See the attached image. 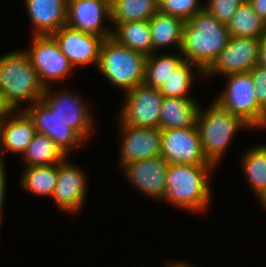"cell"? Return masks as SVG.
Segmentation results:
<instances>
[{
	"label": "cell",
	"instance_id": "cell-3",
	"mask_svg": "<svg viewBox=\"0 0 266 267\" xmlns=\"http://www.w3.org/2000/svg\"><path fill=\"white\" fill-rule=\"evenodd\" d=\"M44 90L37 71L23 50L0 56V93L13 110L20 108V103L30 106L41 100Z\"/></svg>",
	"mask_w": 266,
	"mask_h": 267
},
{
	"label": "cell",
	"instance_id": "cell-30",
	"mask_svg": "<svg viewBox=\"0 0 266 267\" xmlns=\"http://www.w3.org/2000/svg\"><path fill=\"white\" fill-rule=\"evenodd\" d=\"M199 2V0H161L160 12L187 21L204 9V4L201 5Z\"/></svg>",
	"mask_w": 266,
	"mask_h": 267
},
{
	"label": "cell",
	"instance_id": "cell-17",
	"mask_svg": "<svg viewBox=\"0 0 266 267\" xmlns=\"http://www.w3.org/2000/svg\"><path fill=\"white\" fill-rule=\"evenodd\" d=\"M85 176L84 171L69 162L67 157L58 163L57 182L52 196L57 208L72 215L81 210L87 197Z\"/></svg>",
	"mask_w": 266,
	"mask_h": 267
},
{
	"label": "cell",
	"instance_id": "cell-9",
	"mask_svg": "<svg viewBox=\"0 0 266 267\" xmlns=\"http://www.w3.org/2000/svg\"><path fill=\"white\" fill-rule=\"evenodd\" d=\"M161 157L168 164L213 165L202 149L197 126L161 130Z\"/></svg>",
	"mask_w": 266,
	"mask_h": 267
},
{
	"label": "cell",
	"instance_id": "cell-38",
	"mask_svg": "<svg viewBox=\"0 0 266 267\" xmlns=\"http://www.w3.org/2000/svg\"><path fill=\"white\" fill-rule=\"evenodd\" d=\"M258 202L260 205L263 206V208L266 209V189L264 190V192L258 197Z\"/></svg>",
	"mask_w": 266,
	"mask_h": 267
},
{
	"label": "cell",
	"instance_id": "cell-6",
	"mask_svg": "<svg viewBox=\"0 0 266 267\" xmlns=\"http://www.w3.org/2000/svg\"><path fill=\"white\" fill-rule=\"evenodd\" d=\"M224 90L215 98L223 109L240 116L252 129L266 127V111L258 104L250 72L225 76Z\"/></svg>",
	"mask_w": 266,
	"mask_h": 267
},
{
	"label": "cell",
	"instance_id": "cell-34",
	"mask_svg": "<svg viewBox=\"0 0 266 267\" xmlns=\"http://www.w3.org/2000/svg\"><path fill=\"white\" fill-rule=\"evenodd\" d=\"M260 19L266 23V0H247Z\"/></svg>",
	"mask_w": 266,
	"mask_h": 267
},
{
	"label": "cell",
	"instance_id": "cell-12",
	"mask_svg": "<svg viewBox=\"0 0 266 267\" xmlns=\"http://www.w3.org/2000/svg\"><path fill=\"white\" fill-rule=\"evenodd\" d=\"M110 23V0H68L66 26L85 33L112 37L113 28L104 25Z\"/></svg>",
	"mask_w": 266,
	"mask_h": 267
},
{
	"label": "cell",
	"instance_id": "cell-23",
	"mask_svg": "<svg viewBox=\"0 0 266 267\" xmlns=\"http://www.w3.org/2000/svg\"><path fill=\"white\" fill-rule=\"evenodd\" d=\"M111 26L130 21L149 20L160 11L158 0H111Z\"/></svg>",
	"mask_w": 266,
	"mask_h": 267
},
{
	"label": "cell",
	"instance_id": "cell-2",
	"mask_svg": "<svg viewBox=\"0 0 266 267\" xmlns=\"http://www.w3.org/2000/svg\"><path fill=\"white\" fill-rule=\"evenodd\" d=\"M214 168V165L169 164L162 201L203 213L212 198L209 175Z\"/></svg>",
	"mask_w": 266,
	"mask_h": 267
},
{
	"label": "cell",
	"instance_id": "cell-14",
	"mask_svg": "<svg viewBox=\"0 0 266 267\" xmlns=\"http://www.w3.org/2000/svg\"><path fill=\"white\" fill-rule=\"evenodd\" d=\"M169 168L167 161L161 157L137 160L127 163L121 170L140 192L151 199L163 200L166 190V176Z\"/></svg>",
	"mask_w": 266,
	"mask_h": 267
},
{
	"label": "cell",
	"instance_id": "cell-19",
	"mask_svg": "<svg viewBox=\"0 0 266 267\" xmlns=\"http://www.w3.org/2000/svg\"><path fill=\"white\" fill-rule=\"evenodd\" d=\"M33 35H47L66 26L68 0H24Z\"/></svg>",
	"mask_w": 266,
	"mask_h": 267
},
{
	"label": "cell",
	"instance_id": "cell-25",
	"mask_svg": "<svg viewBox=\"0 0 266 267\" xmlns=\"http://www.w3.org/2000/svg\"><path fill=\"white\" fill-rule=\"evenodd\" d=\"M231 37L262 38L266 35V23L245 0L227 24Z\"/></svg>",
	"mask_w": 266,
	"mask_h": 267
},
{
	"label": "cell",
	"instance_id": "cell-20",
	"mask_svg": "<svg viewBox=\"0 0 266 267\" xmlns=\"http://www.w3.org/2000/svg\"><path fill=\"white\" fill-rule=\"evenodd\" d=\"M200 104L195 98L163 97L159 129L194 127Z\"/></svg>",
	"mask_w": 266,
	"mask_h": 267
},
{
	"label": "cell",
	"instance_id": "cell-7",
	"mask_svg": "<svg viewBox=\"0 0 266 267\" xmlns=\"http://www.w3.org/2000/svg\"><path fill=\"white\" fill-rule=\"evenodd\" d=\"M31 42L30 47L23 50L30 58L32 66L37 71L39 80L45 88L51 87V82L66 79L71 74L74 67L62 53L51 34H32Z\"/></svg>",
	"mask_w": 266,
	"mask_h": 267
},
{
	"label": "cell",
	"instance_id": "cell-35",
	"mask_svg": "<svg viewBox=\"0 0 266 267\" xmlns=\"http://www.w3.org/2000/svg\"><path fill=\"white\" fill-rule=\"evenodd\" d=\"M14 112L13 108L6 102L4 96L0 93V124Z\"/></svg>",
	"mask_w": 266,
	"mask_h": 267
},
{
	"label": "cell",
	"instance_id": "cell-16",
	"mask_svg": "<svg viewBox=\"0 0 266 267\" xmlns=\"http://www.w3.org/2000/svg\"><path fill=\"white\" fill-rule=\"evenodd\" d=\"M51 35L74 69L78 65L85 67L90 64H96L95 68H97L104 41L103 37L75 30L68 26L61 27Z\"/></svg>",
	"mask_w": 266,
	"mask_h": 267
},
{
	"label": "cell",
	"instance_id": "cell-4",
	"mask_svg": "<svg viewBox=\"0 0 266 267\" xmlns=\"http://www.w3.org/2000/svg\"><path fill=\"white\" fill-rule=\"evenodd\" d=\"M196 126L204 155L215 167L240 129H251L240 116L223 109L213 101L206 110L199 108Z\"/></svg>",
	"mask_w": 266,
	"mask_h": 267
},
{
	"label": "cell",
	"instance_id": "cell-24",
	"mask_svg": "<svg viewBox=\"0 0 266 267\" xmlns=\"http://www.w3.org/2000/svg\"><path fill=\"white\" fill-rule=\"evenodd\" d=\"M25 171L20 177L21 188L36 194V196L52 197L55 191L58 163L42 166H25Z\"/></svg>",
	"mask_w": 266,
	"mask_h": 267
},
{
	"label": "cell",
	"instance_id": "cell-28",
	"mask_svg": "<svg viewBox=\"0 0 266 267\" xmlns=\"http://www.w3.org/2000/svg\"><path fill=\"white\" fill-rule=\"evenodd\" d=\"M155 54L147 56L144 83L160 89L172 72L184 61V57L181 52L179 55L171 54V52L165 55Z\"/></svg>",
	"mask_w": 266,
	"mask_h": 267
},
{
	"label": "cell",
	"instance_id": "cell-36",
	"mask_svg": "<svg viewBox=\"0 0 266 267\" xmlns=\"http://www.w3.org/2000/svg\"><path fill=\"white\" fill-rule=\"evenodd\" d=\"M259 64L266 68V35L262 37L260 44Z\"/></svg>",
	"mask_w": 266,
	"mask_h": 267
},
{
	"label": "cell",
	"instance_id": "cell-22",
	"mask_svg": "<svg viewBox=\"0 0 266 267\" xmlns=\"http://www.w3.org/2000/svg\"><path fill=\"white\" fill-rule=\"evenodd\" d=\"M112 38L119 44L147 56L153 53L149 20L116 24L113 27Z\"/></svg>",
	"mask_w": 266,
	"mask_h": 267
},
{
	"label": "cell",
	"instance_id": "cell-13",
	"mask_svg": "<svg viewBox=\"0 0 266 267\" xmlns=\"http://www.w3.org/2000/svg\"><path fill=\"white\" fill-rule=\"evenodd\" d=\"M122 132L119 167L127 163L161 156V129L119 123Z\"/></svg>",
	"mask_w": 266,
	"mask_h": 267
},
{
	"label": "cell",
	"instance_id": "cell-37",
	"mask_svg": "<svg viewBox=\"0 0 266 267\" xmlns=\"http://www.w3.org/2000/svg\"><path fill=\"white\" fill-rule=\"evenodd\" d=\"M166 265H167V267H195V266H192V265H190V264H187V263H181V262H169V263H167L166 262ZM197 267V266H196Z\"/></svg>",
	"mask_w": 266,
	"mask_h": 267
},
{
	"label": "cell",
	"instance_id": "cell-18",
	"mask_svg": "<svg viewBox=\"0 0 266 267\" xmlns=\"http://www.w3.org/2000/svg\"><path fill=\"white\" fill-rule=\"evenodd\" d=\"M36 133L28 114L23 109L14 110V113L0 124V164L5 163L3 156L6 152H18L22 155Z\"/></svg>",
	"mask_w": 266,
	"mask_h": 267
},
{
	"label": "cell",
	"instance_id": "cell-1",
	"mask_svg": "<svg viewBox=\"0 0 266 267\" xmlns=\"http://www.w3.org/2000/svg\"><path fill=\"white\" fill-rule=\"evenodd\" d=\"M231 36L227 25L205 8L185 21L181 54L205 72L226 47Z\"/></svg>",
	"mask_w": 266,
	"mask_h": 267
},
{
	"label": "cell",
	"instance_id": "cell-11",
	"mask_svg": "<svg viewBox=\"0 0 266 267\" xmlns=\"http://www.w3.org/2000/svg\"><path fill=\"white\" fill-rule=\"evenodd\" d=\"M52 87L44 90L41 100L55 113L67 126L75 130L84 140H87L93 133L94 125L92 114L89 111L86 101L80 95L71 91L60 90L53 94ZM52 94V95H51ZM80 96V97H79ZM87 138V139H86Z\"/></svg>",
	"mask_w": 266,
	"mask_h": 267
},
{
	"label": "cell",
	"instance_id": "cell-10",
	"mask_svg": "<svg viewBox=\"0 0 266 267\" xmlns=\"http://www.w3.org/2000/svg\"><path fill=\"white\" fill-rule=\"evenodd\" d=\"M261 40L262 38L231 37L213 64L204 72V76L249 72L259 64Z\"/></svg>",
	"mask_w": 266,
	"mask_h": 267
},
{
	"label": "cell",
	"instance_id": "cell-32",
	"mask_svg": "<svg viewBox=\"0 0 266 267\" xmlns=\"http://www.w3.org/2000/svg\"><path fill=\"white\" fill-rule=\"evenodd\" d=\"M258 104L266 111V68L257 64L250 71Z\"/></svg>",
	"mask_w": 266,
	"mask_h": 267
},
{
	"label": "cell",
	"instance_id": "cell-27",
	"mask_svg": "<svg viewBox=\"0 0 266 267\" xmlns=\"http://www.w3.org/2000/svg\"><path fill=\"white\" fill-rule=\"evenodd\" d=\"M22 157L26 166H42L60 163L67 156L47 135L36 133Z\"/></svg>",
	"mask_w": 266,
	"mask_h": 267
},
{
	"label": "cell",
	"instance_id": "cell-5",
	"mask_svg": "<svg viewBox=\"0 0 266 267\" xmlns=\"http://www.w3.org/2000/svg\"><path fill=\"white\" fill-rule=\"evenodd\" d=\"M146 60L147 55L109 37L102 43L97 68L111 84L126 92L144 83Z\"/></svg>",
	"mask_w": 266,
	"mask_h": 267
},
{
	"label": "cell",
	"instance_id": "cell-33",
	"mask_svg": "<svg viewBox=\"0 0 266 267\" xmlns=\"http://www.w3.org/2000/svg\"><path fill=\"white\" fill-rule=\"evenodd\" d=\"M6 171L4 164H0V227L3 224L2 218H3V209L5 204V194H6Z\"/></svg>",
	"mask_w": 266,
	"mask_h": 267
},
{
	"label": "cell",
	"instance_id": "cell-15",
	"mask_svg": "<svg viewBox=\"0 0 266 267\" xmlns=\"http://www.w3.org/2000/svg\"><path fill=\"white\" fill-rule=\"evenodd\" d=\"M23 110L33 121L36 132L47 135L66 156L84 142V139L67 126L42 100Z\"/></svg>",
	"mask_w": 266,
	"mask_h": 267
},
{
	"label": "cell",
	"instance_id": "cell-26",
	"mask_svg": "<svg viewBox=\"0 0 266 267\" xmlns=\"http://www.w3.org/2000/svg\"><path fill=\"white\" fill-rule=\"evenodd\" d=\"M241 157L246 180L258 198L266 189V144L247 149Z\"/></svg>",
	"mask_w": 266,
	"mask_h": 267
},
{
	"label": "cell",
	"instance_id": "cell-8",
	"mask_svg": "<svg viewBox=\"0 0 266 267\" xmlns=\"http://www.w3.org/2000/svg\"><path fill=\"white\" fill-rule=\"evenodd\" d=\"M125 93V103L119 112V123L136 127L159 128L163 95L158 88L145 83Z\"/></svg>",
	"mask_w": 266,
	"mask_h": 267
},
{
	"label": "cell",
	"instance_id": "cell-21",
	"mask_svg": "<svg viewBox=\"0 0 266 267\" xmlns=\"http://www.w3.org/2000/svg\"><path fill=\"white\" fill-rule=\"evenodd\" d=\"M153 53L164 47H178L181 50L185 21L179 17L166 15L160 11L149 19ZM157 49V50H156Z\"/></svg>",
	"mask_w": 266,
	"mask_h": 267
},
{
	"label": "cell",
	"instance_id": "cell-31",
	"mask_svg": "<svg viewBox=\"0 0 266 267\" xmlns=\"http://www.w3.org/2000/svg\"><path fill=\"white\" fill-rule=\"evenodd\" d=\"M245 0H208L204 3V8L220 23L227 25L232 19L236 10Z\"/></svg>",
	"mask_w": 266,
	"mask_h": 267
},
{
	"label": "cell",
	"instance_id": "cell-29",
	"mask_svg": "<svg viewBox=\"0 0 266 267\" xmlns=\"http://www.w3.org/2000/svg\"><path fill=\"white\" fill-rule=\"evenodd\" d=\"M193 69H196L194 71H197L201 77L204 76V72L197 65L184 60L160 87L162 95L164 97L194 98L189 95V88H191L194 78Z\"/></svg>",
	"mask_w": 266,
	"mask_h": 267
}]
</instances>
